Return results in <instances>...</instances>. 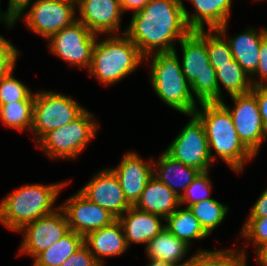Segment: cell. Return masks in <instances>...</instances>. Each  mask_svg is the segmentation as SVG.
<instances>
[{
    "label": "cell",
    "mask_w": 267,
    "mask_h": 266,
    "mask_svg": "<svg viewBox=\"0 0 267 266\" xmlns=\"http://www.w3.org/2000/svg\"><path fill=\"white\" fill-rule=\"evenodd\" d=\"M124 34L144 57L171 52L192 30L188 27L182 0H150L132 14Z\"/></svg>",
    "instance_id": "6da1fadb"
},
{
    "label": "cell",
    "mask_w": 267,
    "mask_h": 266,
    "mask_svg": "<svg viewBox=\"0 0 267 266\" xmlns=\"http://www.w3.org/2000/svg\"><path fill=\"white\" fill-rule=\"evenodd\" d=\"M198 106L202 110L197 108L194 113L203 123L212 162L220 158L231 170L241 173L246 162L255 156L239 139L229 111L220 102L200 103Z\"/></svg>",
    "instance_id": "7a4b0ae2"
},
{
    "label": "cell",
    "mask_w": 267,
    "mask_h": 266,
    "mask_svg": "<svg viewBox=\"0 0 267 266\" xmlns=\"http://www.w3.org/2000/svg\"><path fill=\"white\" fill-rule=\"evenodd\" d=\"M67 182L53 184H27L12 191L0 202V223L13 232L19 231L27 223L54 213L60 191Z\"/></svg>",
    "instance_id": "3957f363"
},
{
    "label": "cell",
    "mask_w": 267,
    "mask_h": 266,
    "mask_svg": "<svg viewBox=\"0 0 267 266\" xmlns=\"http://www.w3.org/2000/svg\"><path fill=\"white\" fill-rule=\"evenodd\" d=\"M121 34V35H120ZM145 57L138 47L120 31L116 35L95 42L89 76H94L104 86H112L141 65Z\"/></svg>",
    "instance_id": "277c9868"
},
{
    "label": "cell",
    "mask_w": 267,
    "mask_h": 266,
    "mask_svg": "<svg viewBox=\"0 0 267 266\" xmlns=\"http://www.w3.org/2000/svg\"><path fill=\"white\" fill-rule=\"evenodd\" d=\"M153 59H152V58ZM150 64V82L156 95L167 106L184 115L192 114L198 108L191 85L182 72L176 48L171 52L155 53L145 57Z\"/></svg>",
    "instance_id": "5b68a950"
},
{
    "label": "cell",
    "mask_w": 267,
    "mask_h": 266,
    "mask_svg": "<svg viewBox=\"0 0 267 266\" xmlns=\"http://www.w3.org/2000/svg\"><path fill=\"white\" fill-rule=\"evenodd\" d=\"M179 45L182 49L181 69L198 104L218 102L216 71L209 62L205 41L191 31Z\"/></svg>",
    "instance_id": "8992f818"
},
{
    "label": "cell",
    "mask_w": 267,
    "mask_h": 266,
    "mask_svg": "<svg viewBox=\"0 0 267 266\" xmlns=\"http://www.w3.org/2000/svg\"><path fill=\"white\" fill-rule=\"evenodd\" d=\"M87 109L71 123L45 134L36 144L50 159H77L99 130Z\"/></svg>",
    "instance_id": "52a82bcc"
},
{
    "label": "cell",
    "mask_w": 267,
    "mask_h": 266,
    "mask_svg": "<svg viewBox=\"0 0 267 266\" xmlns=\"http://www.w3.org/2000/svg\"><path fill=\"white\" fill-rule=\"evenodd\" d=\"M38 92L34 97L31 129L36 136L35 143L48 132L71 123L86 110L71 96L46 90Z\"/></svg>",
    "instance_id": "ba28073f"
},
{
    "label": "cell",
    "mask_w": 267,
    "mask_h": 266,
    "mask_svg": "<svg viewBox=\"0 0 267 266\" xmlns=\"http://www.w3.org/2000/svg\"><path fill=\"white\" fill-rule=\"evenodd\" d=\"M190 121L168 145L165 152L173 159L186 166L193 167L200 172L209 171L213 165L209 153L206 132L200 118L195 114H188Z\"/></svg>",
    "instance_id": "9c48e42d"
},
{
    "label": "cell",
    "mask_w": 267,
    "mask_h": 266,
    "mask_svg": "<svg viewBox=\"0 0 267 266\" xmlns=\"http://www.w3.org/2000/svg\"><path fill=\"white\" fill-rule=\"evenodd\" d=\"M98 35L76 20L51 36L47 41L53 55L67 62L69 66L89 69L92 51Z\"/></svg>",
    "instance_id": "30bf717a"
},
{
    "label": "cell",
    "mask_w": 267,
    "mask_h": 266,
    "mask_svg": "<svg viewBox=\"0 0 267 266\" xmlns=\"http://www.w3.org/2000/svg\"><path fill=\"white\" fill-rule=\"evenodd\" d=\"M235 103L232 108L222 100L220 103L229 111L238 137L244 146L256 157L262 142L267 141L259 105L255 94L250 91L245 94L230 96Z\"/></svg>",
    "instance_id": "8fae6325"
},
{
    "label": "cell",
    "mask_w": 267,
    "mask_h": 266,
    "mask_svg": "<svg viewBox=\"0 0 267 266\" xmlns=\"http://www.w3.org/2000/svg\"><path fill=\"white\" fill-rule=\"evenodd\" d=\"M76 6L65 0H36L23 17L29 30L48 40L77 20Z\"/></svg>",
    "instance_id": "7c38bea8"
},
{
    "label": "cell",
    "mask_w": 267,
    "mask_h": 266,
    "mask_svg": "<svg viewBox=\"0 0 267 266\" xmlns=\"http://www.w3.org/2000/svg\"><path fill=\"white\" fill-rule=\"evenodd\" d=\"M70 231L67 217L59 207L54 213L27 223L19 231L23 233L20 254L35 258L38 254L59 241Z\"/></svg>",
    "instance_id": "4fadbf2b"
},
{
    "label": "cell",
    "mask_w": 267,
    "mask_h": 266,
    "mask_svg": "<svg viewBox=\"0 0 267 266\" xmlns=\"http://www.w3.org/2000/svg\"><path fill=\"white\" fill-rule=\"evenodd\" d=\"M59 206L67 217L70 230L83 237L117 220L108 210L91 202L79 190Z\"/></svg>",
    "instance_id": "5bb4252c"
},
{
    "label": "cell",
    "mask_w": 267,
    "mask_h": 266,
    "mask_svg": "<svg viewBox=\"0 0 267 266\" xmlns=\"http://www.w3.org/2000/svg\"><path fill=\"white\" fill-rule=\"evenodd\" d=\"M79 191L117 219L132 206L125 198L118 178L110 168L96 173Z\"/></svg>",
    "instance_id": "9a60e30c"
},
{
    "label": "cell",
    "mask_w": 267,
    "mask_h": 266,
    "mask_svg": "<svg viewBox=\"0 0 267 266\" xmlns=\"http://www.w3.org/2000/svg\"><path fill=\"white\" fill-rule=\"evenodd\" d=\"M77 20L96 35H116L123 11L119 0H81L76 6Z\"/></svg>",
    "instance_id": "2e32d148"
},
{
    "label": "cell",
    "mask_w": 267,
    "mask_h": 266,
    "mask_svg": "<svg viewBox=\"0 0 267 266\" xmlns=\"http://www.w3.org/2000/svg\"><path fill=\"white\" fill-rule=\"evenodd\" d=\"M116 167L110 168L120 183L127 201L134 206L153 176L154 157L149 161L143 159L136 152H127Z\"/></svg>",
    "instance_id": "e0dca14e"
},
{
    "label": "cell",
    "mask_w": 267,
    "mask_h": 266,
    "mask_svg": "<svg viewBox=\"0 0 267 266\" xmlns=\"http://www.w3.org/2000/svg\"><path fill=\"white\" fill-rule=\"evenodd\" d=\"M121 223L127 246L145 244L154 239L164 228L165 219L159 215L147 213L131 206L118 218ZM162 221V222H161Z\"/></svg>",
    "instance_id": "ac0fdd59"
},
{
    "label": "cell",
    "mask_w": 267,
    "mask_h": 266,
    "mask_svg": "<svg viewBox=\"0 0 267 266\" xmlns=\"http://www.w3.org/2000/svg\"><path fill=\"white\" fill-rule=\"evenodd\" d=\"M84 245L94 255L96 261L104 266V257L124 254L127 246L121 223L114 221L111 225L90 232L84 237Z\"/></svg>",
    "instance_id": "d6986e66"
},
{
    "label": "cell",
    "mask_w": 267,
    "mask_h": 266,
    "mask_svg": "<svg viewBox=\"0 0 267 266\" xmlns=\"http://www.w3.org/2000/svg\"><path fill=\"white\" fill-rule=\"evenodd\" d=\"M196 12L191 14L183 5L184 16L192 30L218 29L226 24L231 13L232 0H189Z\"/></svg>",
    "instance_id": "ffe728a7"
},
{
    "label": "cell",
    "mask_w": 267,
    "mask_h": 266,
    "mask_svg": "<svg viewBox=\"0 0 267 266\" xmlns=\"http://www.w3.org/2000/svg\"><path fill=\"white\" fill-rule=\"evenodd\" d=\"M179 205L180 197L166 184L152 176L134 206L139 210L156 214L166 219Z\"/></svg>",
    "instance_id": "44dd1931"
},
{
    "label": "cell",
    "mask_w": 267,
    "mask_h": 266,
    "mask_svg": "<svg viewBox=\"0 0 267 266\" xmlns=\"http://www.w3.org/2000/svg\"><path fill=\"white\" fill-rule=\"evenodd\" d=\"M266 35L267 28L254 29L251 27L234 37H226L234 60L250 76L258 67L260 45Z\"/></svg>",
    "instance_id": "7402d4cb"
},
{
    "label": "cell",
    "mask_w": 267,
    "mask_h": 266,
    "mask_svg": "<svg viewBox=\"0 0 267 266\" xmlns=\"http://www.w3.org/2000/svg\"><path fill=\"white\" fill-rule=\"evenodd\" d=\"M156 162H153V176L166 184L178 197L200 173L199 170L173 159L165 151Z\"/></svg>",
    "instance_id": "603a6c76"
},
{
    "label": "cell",
    "mask_w": 267,
    "mask_h": 266,
    "mask_svg": "<svg viewBox=\"0 0 267 266\" xmlns=\"http://www.w3.org/2000/svg\"><path fill=\"white\" fill-rule=\"evenodd\" d=\"M148 259L171 263L178 266H185L191 262L192 256L183 259L188 255L190 246L174 236L167 228H164L154 239L144 247Z\"/></svg>",
    "instance_id": "cb8c5ba5"
},
{
    "label": "cell",
    "mask_w": 267,
    "mask_h": 266,
    "mask_svg": "<svg viewBox=\"0 0 267 266\" xmlns=\"http://www.w3.org/2000/svg\"><path fill=\"white\" fill-rule=\"evenodd\" d=\"M165 228L174 236L191 245V240L205 239L209 235L204 231L199 220L193 215L189 207L176 209L169 217L165 219Z\"/></svg>",
    "instance_id": "d4e9b609"
},
{
    "label": "cell",
    "mask_w": 267,
    "mask_h": 266,
    "mask_svg": "<svg viewBox=\"0 0 267 266\" xmlns=\"http://www.w3.org/2000/svg\"><path fill=\"white\" fill-rule=\"evenodd\" d=\"M84 245V237L70 230L59 241L38 254L33 266H61L73 253Z\"/></svg>",
    "instance_id": "484cf974"
},
{
    "label": "cell",
    "mask_w": 267,
    "mask_h": 266,
    "mask_svg": "<svg viewBox=\"0 0 267 266\" xmlns=\"http://www.w3.org/2000/svg\"><path fill=\"white\" fill-rule=\"evenodd\" d=\"M216 76L218 85V102L223 100L221 84L228 95L245 94L252 90L250 75L247 74L236 60L224 65H217Z\"/></svg>",
    "instance_id": "4316f807"
},
{
    "label": "cell",
    "mask_w": 267,
    "mask_h": 266,
    "mask_svg": "<svg viewBox=\"0 0 267 266\" xmlns=\"http://www.w3.org/2000/svg\"><path fill=\"white\" fill-rule=\"evenodd\" d=\"M228 22L218 29L195 30V32L205 41L206 49L211 66L217 70V65L231 63L234 58L231 53L229 42L226 39Z\"/></svg>",
    "instance_id": "83f0119b"
},
{
    "label": "cell",
    "mask_w": 267,
    "mask_h": 266,
    "mask_svg": "<svg viewBox=\"0 0 267 266\" xmlns=\"http://www.w3.org/2000/svg\"><path fill=\"white\" fill-rule=\"evenodd\" d=\"M245 248L237 250L230 249H216V250H197L192 255L191 266H247V256Z\"/></svg>",
    "instance_id": "f1b7e54d"
},
{
    "label": "cell",
    "mask_w": 267,
    "mask_h": 266,
    "mask_svg": "<svg viewBox=\"0 0 267 266\" xmlns=\"http://www.w3.org/2000/svg\"><path fill=\"white\" fill-rule=\"evenodd\" d=\"M34 101H16L0 104V121L9 128L20 132L29 130L33 124Z\"/></svg>",
    "instance_id": "f546056e"
},
{
    "label": "cell",
    "mask_w": 267,
    "mask_h": 266,
    "mask_svg": "<svg viewBox=\"0 0 267 266\" xmlns=\"http://www.w3.org/2000/svg\"><path fill=\"white\" fill-rule=\"evenodd\" d=\"M189 209L209 236L223 222L229 211L228 205L214 198L190 205Z\"/></svg>",
    "instance_id": "4dcf8cb0"
},
{
    "label": "cell",
    "mask_w": 267,
    "mask_h": 266,
    "mask_svg": "<svg viewBox=\"0 0 267 266\" xmlns=\"http://www.w3.org/2000/svg\"><path fill=\"white\" fill-rule=\"evenodd\" d=\"M14 69L0 80V104H9L16 101H34L35 93L14 75Z\"/></svg>",
    "instance_id": "1f68e13d"
},
{
    "label": "cell",
    "mask_w": 267,
    "mask_h": 266,
    "mask_svg": "<svg viewBox=\"0 0 267 266\" xmlns=\"http://www.w3.org/2000/svg\"><path fill=\"white\" fill-rule=\"evenodd\" d=\"M209 178V171L200 172L192 183L185 189L180 196V205L189 207L195 203L211 199L212 184Z\"/></svg>",
    "instance_id": "d6a6232c"
},
{
    "label": "cell",
    "mask_w": 267,
    "mask_h": 266,
    "mask_svg": "<svg viewBox=\"0 0 267 266\" xmlns=\"http://www.w3.org/2000/svg\"><path fill=\"white\" fill-rule=\"evenodd\" d=\"M239 236L250 240L256 251L267 242V217L247 218Z\"/></svg>",
    "instance_id": "836d02e7"
},
{
    "label": "cell",
    "mask_w": 267,
    "mask_h": 266,
    "mask_svg": "<svg viewBox=\"0 0 267 266\" xmlns=\"http://www.w3.org/2000/svg\"><path fill=\"white\" fill-rule=\"evenodd\" d=\"M20 50L0 35V80L15 69Z\"/></svg>",
    "instance_id": "e575fe53"
},
{
    "label": "cell",
    "mask_w": 267,
    "mask_h": 266,
    "mask_svg": "<svg viewBox=\"0 0 267 266\" xmlns=\"http://www.w3.org/2000/svg\"><path fill=\"white\" fill-rule=\"evenodd\" d=\"M250 79L253 87L267 86V35L261 41L258 67Z\"/></svg>",
    "instance_id": "d590c367"
},
{
    "label": "cell",
    "mask_w": 267,
    "mask_h": 266,
    "mask_svg": "<svg viewBox=\"0 0 267 266\" xmlns=\"http://www.w3.org/2000/svg\"><path fill=\"white\" fill-rule=\"evenodd\" d=\"M61 266H101L89 249L83 245L73 253Z\"/></svg>",
    "instance_id": "8d00e7d4"
},
{
    "label": "cell",
    "mask_w": 267,
    "mask_h": 266,
    "mask_svg": "<svg viewBox=\"0 0 267 266\" xmlns=\"http://www.w3.org/2000/svg\"><path fill=\"white\" fill-rule=\"evenodd\" d=\"M32 1L34 2V0H9L8 8L6 10L8 29L13 27L18 19H21V16L24 15L28 5L32 4Z\"/></svg>",
    "instance_id": "74e56055"
},
{
    "label": "cell",
    "mask_w": 267,
    "mask_h": 266,
    "mask_svg": "<svg viewBox=\"0 0 267 266\" xmlns=\"http://www.w3.org/2000/svg\"><path fill=\"white\" fill-rule=\"evenodd\" d=\"M251 91L256 96L262 121L267 132V86H255Z\"/></svg>",
    "instance_id": "f35d334b"
},
{
    "label": "cell",
    "mask_w": 267,
    "mask_h": 266,
    "mask_svg": "<svg viewBox=\"0 0 267 266\" xmlns=\"http://www.w3.org/2000/svg\"><path fill=\"white\" fill-rule=\"evenodd\" d=\"M267 217V188L260 194L254 205H252L248 218Z\"/></svg>",
    "instance_id": "ab89813d"
},
{
    "label": "cell",
    "mask_w": 267,
    "mask_h": 266,
    "mask_svg": "<svg viewBox=\"0 0 267 266\" xmlns=\"http://www.w3.org/2000/svg\"><path fill=\"white\" fill-rule=\"evenodd\" d=\"M150 0H119L123 13L133 11V13L142 10Z\"/></svg>",
    "instance_id": "60d3db41"
},
{
    "label": "cell",
    "mask_w": 267,
    "mask_h": 266,
    "mask_svg": "<svg viewBox=\"0 0 267 266\" xmlns=\"http://www.w3.org/2000/svg\"><path fill=\"white\" fill-rule=\"evenodd\" d=\"M259 266H267V242L256 251Z\"/></svg>",
    "instance_id": "b9f144b4"
},
{
    "label": "cell",
    "mask_w": 267,
    "mask_h": 266,
    "mask_svg": "<svg viewBox=\"0 0 267 266\" xmlns=\"http://www.w3.org/2000/svg\"><path fill=\"white\" fill-rule=\"evenodd\" d=\"M149 261L150 262L147 266H178V265H174L171 263L156 261V260H151V259H149Z\"/></svg>",
    "instance_id": "7bdbcfd3"
},
{
    "label": "cell",
    "mask_w": 267,
    "mask_h": 266,
    "mask_svg": "<svg viewBox=\"0 0 267 266\" xmlns=\"http://www.w3.org/2000/svg\"><path fill=\"white\" fill-rule=\"evenodd\" d=\"M0 4H1V0H0ZM1 7V6H0ZM1 8H0V21L5 22L6 26H7V12H1Z\"/></svg>",
    "instance_id": "ee69618b"
},
{
    "label": "cell",
    "mask_w": 267,
    "mask_h": 266,
    "mask_svg": "<svg viewBox=\"0 0 267 266\" xmlns=\"http://www.w3.org/2000/svg\"><path fill=\"white\" fill-rule=\"evenodd\" d=\"M65 1H69L73 3L75 6H77L81 0H65Z\"/></svg>",
    "instance_id": "f6af8a7d"
}]
</instances>
